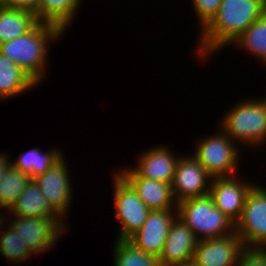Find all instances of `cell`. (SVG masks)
Listing matches in <instances>:
<instances>
[{"instance_id": "cell-31", "label": "cell", "mask_w": 266, "mask_h": 266, "mask_svg": "<svg viewBox=\"0 0 266 266\" xmlns=\"http://www.w3.org/2000/svg\"><path fill=\"white\" fill-rule=\"evenodd\" d=\"M8 0H0V6H7Z\"/></svg>"}, {"instance_id": "cell-10", "label": "cell", "mask_w": 266, "mask_h": 266, "mask_svg": "<svg viewBox=\"0 0 266 266\" xmlns=\"http://www.w3.org/2000/svg\"><path fill=\"white\" fill-rule=\"evenodd\" d=\"M184 155L180 154L171 185L177 203L209 194L212 181V177L191 154Z\"/></svg>"}, {"instance_id": "cell-23", "label": "cell", "mask_w": 266, "mask_h": 266, "mask_svg": "<svg viewBox=\"0 0 266 266\" xmlns=\"http://www.w3.org/2000/svg\"><path fill=\"white\" fill-rule=\"evenodd\" d=\"M112 251L113 266H161L159 259L135 247L127 239H116Z\"/></svg>"}, {"instance_id": "cell-8", "label": "cell", "mask_w": 266, "mask_h": 266, "mask_svg": "<svg viewBox=\"0 0 266 266\" xmlns=\"http://www.w3.org/2000/svg\"><path fill=\"white\" fill-rule=\"evenodd\" d=\"M235 232L246 248H266V188L257 185L247 194Z\"/></svg>"}, {"instance_id": "cell-15", "label": "cell", "mask_w": 266, "mask_h": 266, "mask_svg": "<svg viewBox=\"0 0 266 266\" xmlns=\"http://www.w3.org/2000/svg\"><path fill=\"white\" fill-rule=\"evenodd\" d=\"M117 171L132 185L139 198L151 210H177L178 203L173 195L171 184L141 177L131 167ZM122 168V169H121Z\"/></svg>"}, {"instance_id": "cell-30", "label": "cell", "mask_w": 266, "mask_h": 266, "mask_svg": "<svg viewBox=\"0 0 266 266\" xmlns=\"http://www.w3.org/2000/svg\"><path fill=\"white\" fill-rule=\"evenodd\" d=\"M0 211H1L0 212V233H1V230L4 229V227L8 224V217H7V215H9V210H7V209H5V208H3V207L0 206ZM5 212H6V214H5Z\"/></svg>"}, {"instance_id": "cell-2", "label": "cell", "mask_w": 266, "mask_h": 266, "mask_svg": "<svg viewBox=\"0 0 266 266\" xmlns=\"http://www.w3.org/2000/svg\"><path fill=\"white\" fill-rule=\"evenodd\" d=\"M65 33L58 27L39 22L23 36L0 44V53L15 62L39 85L45 79L50 44L59 41Z\"/></svg>"}, {"instance_id": "cell-29", "label": "cell", "mask_w": 266, "mask_h": 266, "mask_svg": "<svg viewBox=\"0 0 266 266\" xmlns=\"http://www.w3.org/2000/svg\"><path fill=\"white\" fill-rule=\"evenodd\" d=\"M11 157L9 153L0 152V178L7 172V169L11 166Z\"/></svg>"}, {"instance_id": "cell-20", "label": "cell", "mask_w": 266, "mask_h": 266, "mask_svg": "<svg viewBox=\"0 0 266 266\" xmlns=\"http://www.w3.org/2000/svg\"><path fill=\"white\" fill-rule=\"evenodd\" d=\"M83 0H40L39 22L54 25L64 33L69 29ZM69 25V26H68Z\"/></svg>"}, {"instance_id": "cell-7", "label": "cell", "mask_w": 266, "mask_h": 266, "mask_svg": "<svg viewBox=\"0 0 266 266\" xmlns=\"http://www.w3.org/2000/svg\"><path fill=\"white\" fill-rule=\"evenodd\" d=\"M112 180L114 217L120 223L116 239H128L143 226L151 210L117 170H114Z\"/></svg>"}, {"instance_id": "cell-6", "label": "cell", "mask_w": 266, "mask_h": 266, "mask_svg": "<svg viewBox=\"0 0 266 266\" xmlns=\"http://www.w3.org/2000/svg\"><path fill=\"white\" fill-rule=\"evenodd\" d=\"M8 225L29 250L37 256L52 250L59 238L69 232L68 222L62 218L16 217L8 215ZM12 219V220H10Z\"/></svg>"}, {"instance_id": "cell-25", "label": "cell", "mask_w": 266, "mask_h": 266, "mask_svg": "<svg viewBox=\"0 0 266 266\" xmlns=\"http://www.w3.org/2000/svg\"><path fill=\"white\" fill-rule=\"evenodd\" d=\"M0 233V255L10 264H25L34 254L20 241L14 230L7 224ZM17 263V264H16Z\"/></svg>"}, {"instance_id": "cell-22", "label": "cell", "mask_w": 266, "mask_h": 266, "mask_svg": "<svg viewBox=\"0 0 266 266\" xmlns=\"http://www.w3.org/2000/svg\"><path fill=\"white\" fill-rule=\"evenodd\" d=\"M245 53H249L255 60L266 67V12L254 21L236 40L232 42ZM257 58V59H256Z\"/></svg>"}, {"instance_id": "cell-11", "label": "cell", "mask_w": 266, "mask_h": 266, "mask_svg": "<svg viewBox=\"0 0 266 266\" xmlns=\"http://www.w3.org/2000/svg\"><path fill=\"white\" fill-rule=\"evenodd\" d=\"M238 177L212 178L209 189L215 206L234 223L240 219L247 194L256 184Z\"/></svg>"}, {"instance_id": "cell-14", "label": "cell", "mask_w": 266, "mask_h": 266, "mask_svg": "<svg viewBox=\"0 0 266 266\" xmlns=\"http://www.w3.org/2000/svg\"><path fill=\"white\" fill-rule=\"evenodd\" d=\"M198 241L194 232L177 216L158 258L161 266H187L192 263Z\"/></svg>"}, {"instance_id": "cell-19", "label": "cell", "mask_w": 266, "mask_h": 266, "mask_svg": "<svg viewBox=\"0 0 266 266\" xmlns=\"http://www.w3.org/2000/svg\"><path fill=\"white\" fill-rule=\"evenodd\" d=\"M38 23L30 11L0 6V44L25 35Z\"/></svg>"}, {"instance_id": "cell-28", "label": "cell", "mask_w": 266, "mask_h": 266, "mask_svg": "<svg viewBox=\"0 0 266 266\" xmlns=\"http://www.w3.org/2000/svg\"><path fill=\"white\" fill-rule=\"evenodd\" d=\"M39 1L40 0H8L7 6L30 11L36 15L39 21Z\"/></svg>"}, {"instance_id": "cell-18", "label": "cell", "mask_w": 266, "mask_h": 266, "mask_svg": "<svg viewBox=\"0 0 266 266\" xmlns=\"http://www.w3.org/2000/svg\"><path fill=\"white\" fill-rule=\"evenodd\" d=\"M9 215L16 217L61 218L47 203L46 198L34 180H30L27 184L22 194L9 210Z\"/></svg>"}, {"instance_id": "cell-21", "label": "cell", "mask_w": 266, "mask_h": 266, "mask_svg": "<svg viewBox=\"0 0 266 266\" xmlns=\"http://www.w3.org/2000/svg\"><path fill=\"white\" fill-rule=\"evenodd\" d=\"M64 155L65 153L58 147H53V149L51 148L50 151L48 150L46 152L35 147L20 153L15 161L11 160V165L21 172L28 174L31 180H33L43 175Z\"/></svg>"}, {"instance_id": "cell-17", "label": "cell", "mask_w": 266, "mask_h": 266, "mask_svg": "<svg viewBox=\"0 0 266 266\" xmlns=\"http://www.w3.org/2000/svg\"><path fill=\"white\" fill-rule=\"evenodd\" d=\"M39 84L22 68L0 53V100L14 99ZM14 97V98H13Z\"/></svg>"}, {"instance_id": "cell-9", "label": "cell", "mask_w": 266, "mask_h": 266, "mask_svg": "<svg viewBox=\"0 0 266 266\" xmlns=\"http://www.w3.org/2000/svg\"><path fill=\"white\" fill-rule=\"evenodd\" d=\"M65 155L49 168L43 175L33 180L46 198L50 207L67 222L66 215L69 214L73 199V182L68 169ZM72 193V194H71Z\"/></svg>"}, {"instance_id": "cell-13", "label": "cell", "mask_w": 266, "mask_h": 266, "mask_svg": "<svg viewBox=\"0 0 266 266\" xmlns=\"http://www.w3.org/2000/svg\"><path fill=\"white\" fill-rule=\"evenodd\" d=\"M177 210L150 211L143 226L127 240L145 253L160 257Z\"/></svg>"}, {"instance_id": "cell-5", "label": "cell", "mask_w": 266, "mask_h": 266, "mask_svg": "<svg viewBox=\"0 0 266 266\" xmlns=\"http://www.w3.org/2000/svg\"><path fill=\"white\" fill-rule=\"evenodd\" d=\"M219 128V129H218ZM213 135H204L195 145L192 156L212 178L238 175L242 150L220 127ZM238 165V166H237ZM237 169V170H236Z\"/></svg>"}, {"instance_id": "cell-1", "label": "cell", "mask_w": 266, "mask_h": 266, "mask_svg": "<svg viewBox=\"0 0 266 266\" xmlns=\"http://www.w3.org/2000/svg\"><path fill=\"white\" fill-rule=\"evenodd\" d=\"M265 12L266 0H222L217 15L200 32L197 49L194 48L198 57L208 61L223 48H229Z\"/></svg>"}, {"instance_id": "cell-27", "label": "cell", "mask_w": 266, "mask_h": 266, "mask_svg": "<svg viewBox=\"0 0 266 266\" xmlns=\"http://www.w3.org/2000/svg\"><path fill=\"white\" fill-rule=\"evenodd\" d=\"M236 266H266V248H244Z\"/></svg>"}, {"instance_id": "cell-3", "label": "cell", "mask_w": 266, "mask_h": 266, "mask_svg": "<svg viewBox=\"0 0 266 266\" xmlns=\"http://www.w3.org/2000/svg\"><path fill=\"white\" fill-rule=\"evenodd\" d=\"M245 99L231 105L217 127L240 148L242 145L258 151L266 148V98L263 95Z\"/></svg>"}, {"instance_id": "cell-26", "label": "cell", "mask_w": 266, "mask_h": 266, "mask_svg": "<svg viewBox=\"0 0 266 266\" xmlns=\"http://www.w3.org/2000/svg\"><path fill=\"white\" fill-rule=\"evenodd\" d=\"M222 0H191L192 8L199 20L201 32L217 15Z\"/></svg>"}, {"instance_id": "cell-24", "label": "cell", "mask_w": 266, "mask_h": 266, "mask_svg": "<svg viewBox=\"0 0 266 266\" xmlns=\"http://www.w3.org/2000/svg\"><path fill=\"white\" fill-rule=\"evenodd\" d=\"M30 180L28 174L11 165L0 178V206L10 210Z\"/></svg>"}, {"instance_id": "cell-4", "label": "cell", "mask_w": 266, "mask_h": 266, "mask_svg": "<svg viewBox=\"0 0 266 266\" xmlns=\"http://www.w3.org/2000/svg\"><path fill=\"white\" fill-rule=\"evenodd\" d=\"M177 214L198 240L222 237L235 232V223L215 206L209 194L179 202Z\"/></svg>"}, {"instance_id": "cell-12", "label": "cell", "mask_w": 266, "mask_h": 266, "mask_svg": "<svg viewBox=\"0 0 266 266\" xmlns=\"http://www.w3.org/2000/svg\"><path fill=\"white\" fill-rule=\"evenodd\" d=\"M244 248L236 232L222 237L199 240L191 264L194 266H236Z\"/></svg>"}, {"instance_id": "cell-16", "label": "cell", "mask_w": 266, "mask_h": 266, "mask_svg": "<svg viewBox=\"0 0 266 266\" xmlns=\"http://www.w3.org/2000/svg\"><path fill=\"white\" fill-rule=\"evenodd\" d=\"M169 146L157 145L138 155L132 168L143 178L171 184L180 156L175 155ZM173 152V153H172Z\"/></svg>"}]
</instances>
